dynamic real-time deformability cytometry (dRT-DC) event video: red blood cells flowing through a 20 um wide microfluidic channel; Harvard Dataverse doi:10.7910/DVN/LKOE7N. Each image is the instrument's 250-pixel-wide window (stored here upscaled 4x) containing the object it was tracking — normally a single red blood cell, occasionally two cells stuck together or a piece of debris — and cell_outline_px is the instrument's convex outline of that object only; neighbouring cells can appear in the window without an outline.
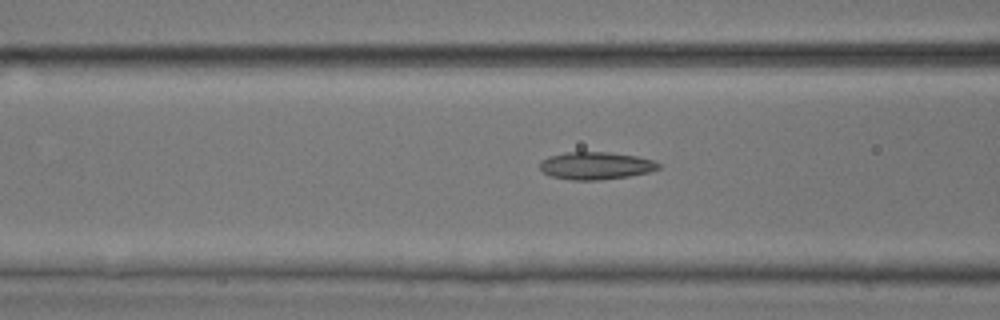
{"species": "common noctule bat (a hibernating species)", "species_latin": "Nyctalus noctula", "temperature_condition": "room temperature", "stored_images_in_passage": 35, "camera_frame_rate_fps": 3000, "um_per_image_px": 0.085, "animal": {"sex": "male", "body_mass_g": 17.9, "forearm_length_mm": 54.2}, "frame": {"image": 1, "passage_image": 15, "time_ms": 4.667, "image_size_px": [1000, 320], "cell_outline_px": [[660, 168], [648, 172], [628, 176], [600, 180], [572, 180], [552, 176], [544, 172], [540, 168], [540, 160], [548, 156], [564, 152], [608, 152], [636, 156], [652, 160], [660, 164]], "centroid_in_image_um": [50.62, 14.08], "position_along_channel_um": 116.0, "area_um2": 18.96}}
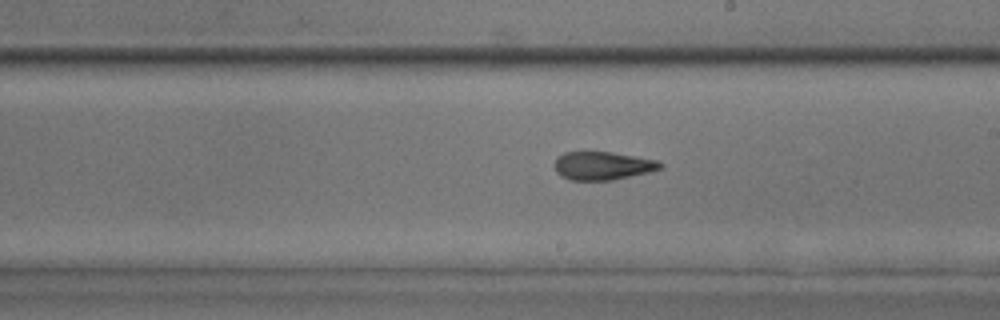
{"frame": {"image": 2, "passage_image": 24, "time_ms": 7.667, "image_size_px": [1000, 320], "cell_outline_px": [[664, 168], [648, 172], [612, 180], [568, 180], [560, 176], [556, 172], [556, 156], [564, 152], [608, 152], [656, 160], [664, 164]], "centroid_in_image_um": [51.21, 14.09], "position_along_channel_um": 237.8, "area_um2": 17.28}}
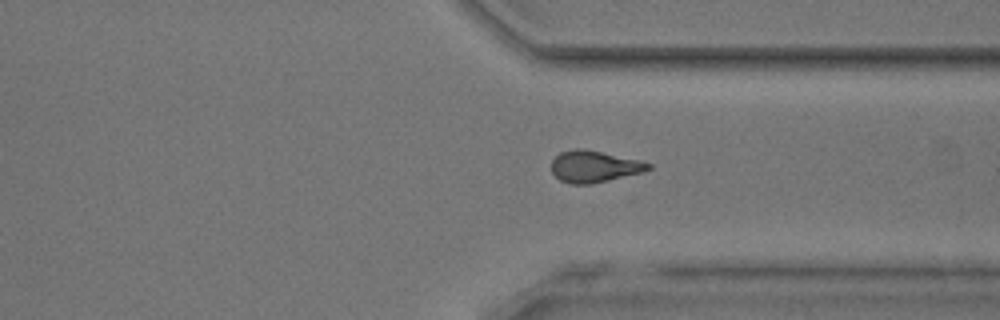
{"frame": {"image": 3, "passage_image": 33, "time_ms": 10.667, "image_size_px": [1000, 320], "cell_outline_px": [[652, 168], [644, 172], [592, 184], [572, 184], [560, 180], [552, 172], [552, 160], [560, 152], [576, 148], [580, 148], [640, 160], [652, 164]], "centroid_in_image_um": [50.52, 14.16], "position_along_channel_um": 360.9, "area_um2": 17.8}}